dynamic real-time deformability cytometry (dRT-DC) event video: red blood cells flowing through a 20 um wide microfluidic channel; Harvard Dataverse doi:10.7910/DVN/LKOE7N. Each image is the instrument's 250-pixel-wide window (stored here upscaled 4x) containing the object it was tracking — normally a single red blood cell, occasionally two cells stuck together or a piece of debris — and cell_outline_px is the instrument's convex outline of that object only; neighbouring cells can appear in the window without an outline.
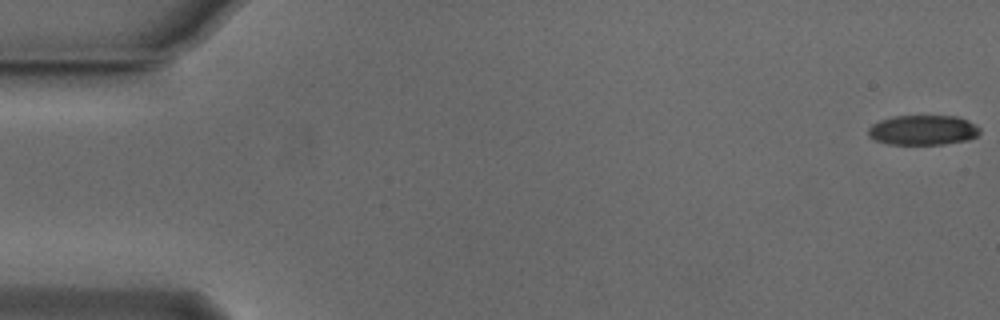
{"species": "Egyptian fruit bat (a non-hibernating species)", "species_latin": "Rousettus aegyptiacus", "temperature_condition": "cold", "stored_images_in_passage": 48, "camera_frame_rate_fps": 3000, "um_per_image_px": 0.085, "animal": {"sex": "male"}, "frame": {"image": 1, "passage_image": 1, "time_ms": 0.0, "image_size_px": [1000, 320], "cell_outline_px": [[980, 132], [976, 136], [968, 140], [944, 144], [888, 144], [876, 140], [868, 136], [868, 128], [872, 124], [880, 120], [892, 116], [956, 116], [968, 120], [976, 124], [980, 128]], "centroid_in_image_um": [78.46, 11.05], "position_along_channel_um": 6.5, "area_um2": 19.54}}
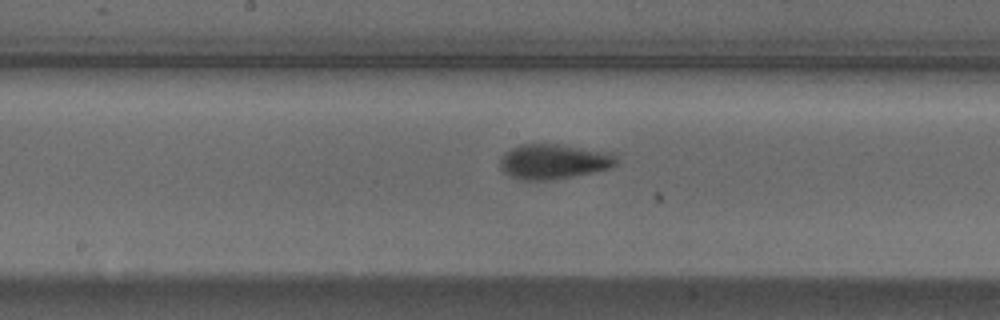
{"frame": {"image": 2, "passage_image": 28, "time_ms": 9.0, "image_size_px": [1000, 320], "cell_outline_px": [[616, 164], [612, 168], [572, 176], [544, 180], [524, 180], [512, 176], [504, 172], [500, 164], [500, 160], [504, 152], [520, 144], [556, 144], [616, 152]], "centroid_in_image_um": [47.1, 13.71], "position_along_channel_um": 201.1, "area_um2": 23.64}}
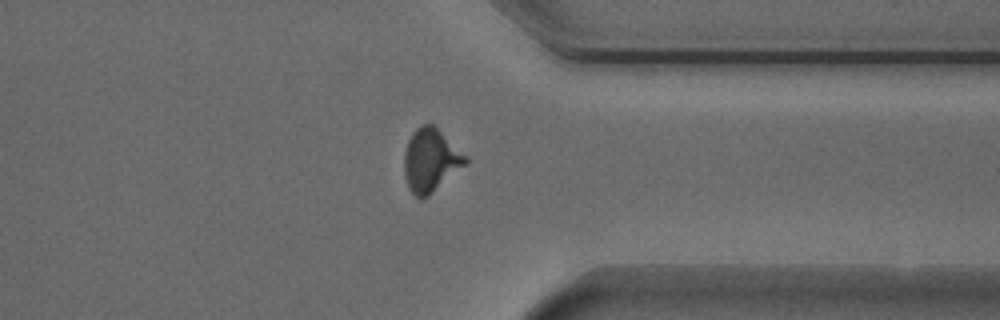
{"frame": {"image": 3, "passage_image": 42, "time_ms": 13.667, "image_size_px": [1000, 320], "cell_outline_px": [[468, 164], [428, 196], [420, 200], [408, 188], [404, 176], [404, 152], [408, 140], [412, 132], [420, 124], [432, 124], [468, 156]], "centroid_in_image_um": [36.61, 13.63], "position_along_channel_um": 374.8, "area_um2": 22.83}}